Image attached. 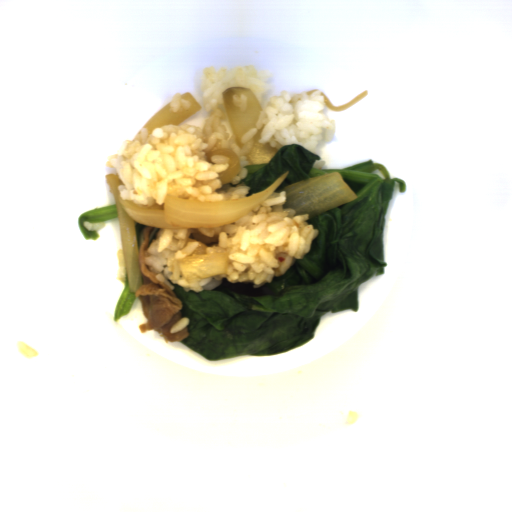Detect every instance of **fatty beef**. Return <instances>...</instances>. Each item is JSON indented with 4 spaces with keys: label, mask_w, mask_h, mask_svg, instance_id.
<instances>
[{
    "label": "fatty beef",
    "mask_w": 512,
    "mask_h": 512,
    "mask_svg": "<svg viewBox=\"0 0 512 512\" xmlns=\"http://www.w3.org/2000/svg\"><path fill=\"white\" fill-rule=\"evenodd\" d=\"M153 228L155 227L149 225L144 228L143 240L138 248V270L142 284L134 296L140 300L143 317L147 319L146 323L139 324L138 328L140 333L155 331L166 343L176 344L188 338L189 333L187 326L177 333H171L172 327L183 317L182 301L168 285L158 280L155 272L150 271L145 263L146 258L152 256V253L148 252V246Z\"/></svg>",
    "instance_id": "8fa450e3"
}]
</instances>
